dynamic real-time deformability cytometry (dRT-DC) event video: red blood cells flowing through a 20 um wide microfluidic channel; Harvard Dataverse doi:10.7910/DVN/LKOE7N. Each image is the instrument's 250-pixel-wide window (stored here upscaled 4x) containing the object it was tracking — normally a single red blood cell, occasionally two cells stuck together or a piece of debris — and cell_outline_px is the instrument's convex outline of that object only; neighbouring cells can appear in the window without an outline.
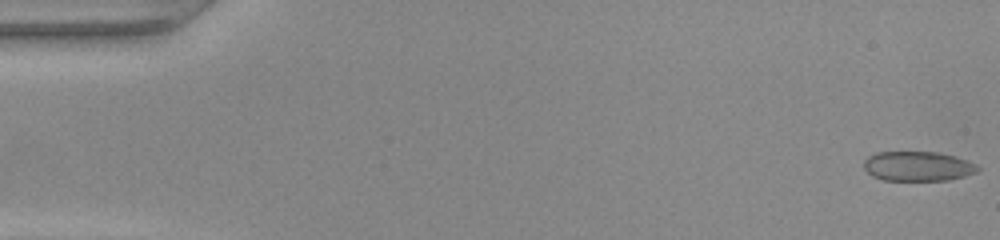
{"species": "common noctule bat (a hibernating species)", "species_latin": "Nyctalus noctula", "temperature_condition": "warm", "stored_images_in_passage": 49, "camera_frame_rate_fps": 3000, "um_per_image_px": 0.085, "animal": {"sex": "female", "body_mass_g": 22.0, "forearm_length_mm": 56.7}, "frame": {"image": 1, "passage_image": 1, "time_ms": 0.0, "image_size_px": [1000, 240], "cell_outline_px": [[980, 168], [976, 172], [964, 176], [948, 180], [884, 180], [872, 176], [864, 168], [864, 160], [868, 156], [876, 152], [936, 152], [956, 156], [968, 160], [976, 164]], "centroid_in_image_um": [78.02, 14.12], "position_along_channel_um": 7.0, "area_um2": 19.71}}
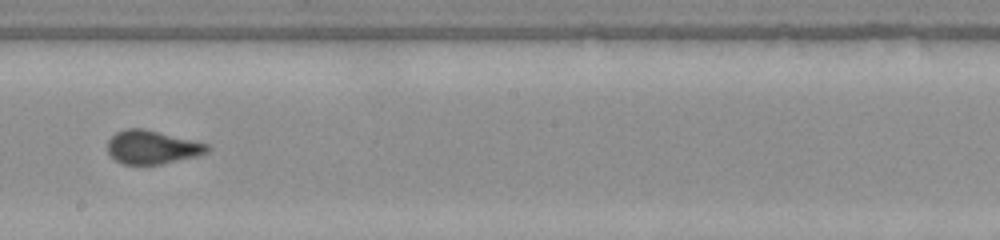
{"frame": {"image": 2, "passage_image": 28, "time_ms": 9.0, "image_size_px": [1000, 240], "cell_outline_px": [[212, 148], [208, 152], [196, 156], [160, 164], [120, 164], [108, 152], [108, 140], [116, 132], [124, 128], [144, 128], [208, 144]], "centroid_in_image_um": [12.92, 12.5], "position_along_channel_um": 235.3, "area_um2": 19.42}}
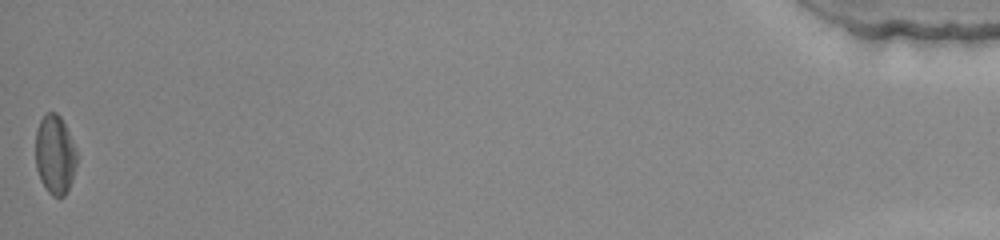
{"frame": {"image": 3, "passage_image": 49, "time_ms": 16.0, "image_size_px": [1000, 240], "cell_outline_px": [[76, 164], [68, 188], [64, 196], [52, 196], [48, 192], [40, 180], [36, 168], [36, 128], [40, 120], [48, 112], [56, 112], [60, 116], [76, 148]], "centroid_in_image_um": [4.65, 13.13], "position_along_channel_um": 430.6, "area_um2": 18.79}}